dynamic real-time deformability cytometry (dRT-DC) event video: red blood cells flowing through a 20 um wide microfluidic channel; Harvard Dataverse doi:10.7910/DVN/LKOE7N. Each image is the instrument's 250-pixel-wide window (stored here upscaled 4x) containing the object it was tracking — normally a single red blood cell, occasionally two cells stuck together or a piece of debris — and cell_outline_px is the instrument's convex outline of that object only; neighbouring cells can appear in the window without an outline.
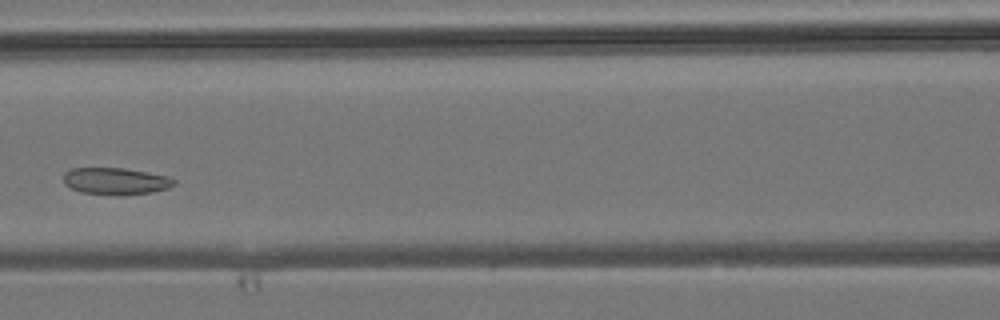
{"species": "common noctule bat (a hibernating species)", "species_latin": "Nyctalus noctula", "temperature_condition": "room temperature", "stored_images_in_passage": 4, "camera_frame_rate_fps": 3000, "um_per_image_px": 0.085, "animal": {"sex": "male", "body_mass_g": 19.2, "forearm_length_mm": 51.8}, "frame": {"image": 1, "passage_image": 4, "time_ms": 4.0, "image_size_px": [1000, 320], "cell_outline_px": [[176, 184], [168, 188], [152, 192], [80, 192], [64, 184], [64, 172], [72, 168], [124, 168], [148, 172], [168, 176], [176, 180]], "centroid_in_image_um": [9.84, 15.33], "position_along_channel_um": 156.8, "area_um2": 16.47}}